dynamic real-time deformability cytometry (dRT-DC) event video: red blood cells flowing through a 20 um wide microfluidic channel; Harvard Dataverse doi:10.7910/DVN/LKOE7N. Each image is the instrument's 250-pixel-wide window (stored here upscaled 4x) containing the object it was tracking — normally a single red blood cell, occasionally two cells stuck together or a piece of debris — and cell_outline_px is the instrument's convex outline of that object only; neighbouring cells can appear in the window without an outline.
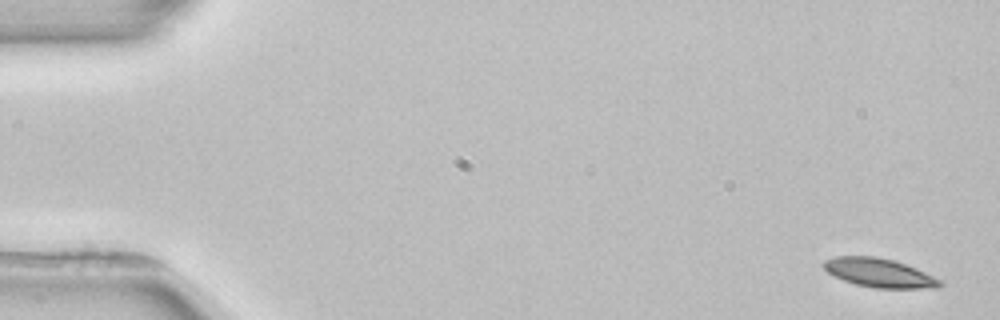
{"species": "common noctule bat (a hibernating species)", "species_latin": "Nyctalus noctula", "temperature_condition": "room temperature", "stored_images_in_passage": 5, "segment_of_instrument_passage": [2, 2], "camera_frame_rate_fps": 3000, "um_per_image_px": 0.085, "animal": {"sex": "female", "body_mass_g": 22.7, "forearm_length_mm": 54.2}, "frame": {"image": 1, "passage_image": 5, "time_ms": 5.667, "image_size_px": [1000, 320], "cell_outline_px": [[944, 284], [936, 288], [876, 288], [856, 284], [844, 280], [828, 272], [820, 264], [824, 260], [836, 256], [876, 256], [892, 260], [916, 268], [940, 280]], "centroid_in_image_um": [74.71, 23.18], "position_along_channel_um": 10.3, "area_um2": 19.36}}